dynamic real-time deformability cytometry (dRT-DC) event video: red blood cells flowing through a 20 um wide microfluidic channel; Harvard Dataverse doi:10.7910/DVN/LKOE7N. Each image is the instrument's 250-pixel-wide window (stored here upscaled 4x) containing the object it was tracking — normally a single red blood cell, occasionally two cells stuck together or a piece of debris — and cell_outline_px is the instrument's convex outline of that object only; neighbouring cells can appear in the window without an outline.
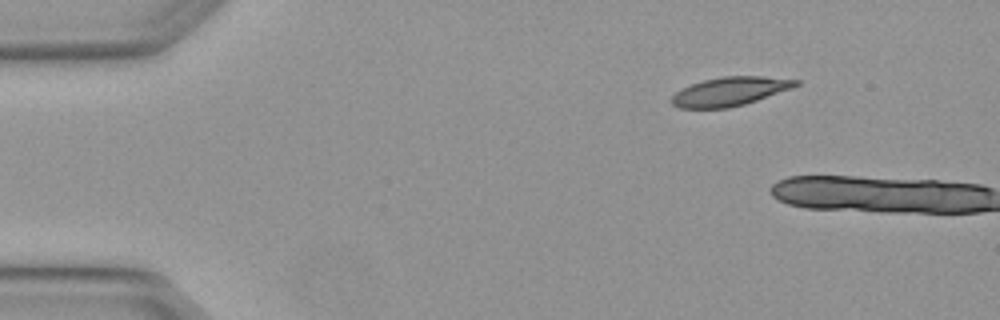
{"species": "Egyptian fruit bat (a non-hibernating species)", "species_latin": "Rousettus aegyptiacus", "temperature_condition": "warm", "stored_images_in_passage": 2, "camera_frame_rate_fps": 3000, "um_per_image_px": 0.085, "animal": {"sex": "female"}, "frame": {"image": 1, "passage_image": 1, "time_ms": 0.0, "image_size_px": [1000, 320], "cell_outline_px": [[800, 84], [792, 88], [744, 104], [728, 108], [680, 108], [672, 104], [668, 100], [676, 92], [692, 84], [704, 80], [720, 76], [764, 76], [800, 80]], "centroid_in_image_um": [62.04, 7.76], "position_along_channel_um": 23.0, "area_um2": 20.75}}